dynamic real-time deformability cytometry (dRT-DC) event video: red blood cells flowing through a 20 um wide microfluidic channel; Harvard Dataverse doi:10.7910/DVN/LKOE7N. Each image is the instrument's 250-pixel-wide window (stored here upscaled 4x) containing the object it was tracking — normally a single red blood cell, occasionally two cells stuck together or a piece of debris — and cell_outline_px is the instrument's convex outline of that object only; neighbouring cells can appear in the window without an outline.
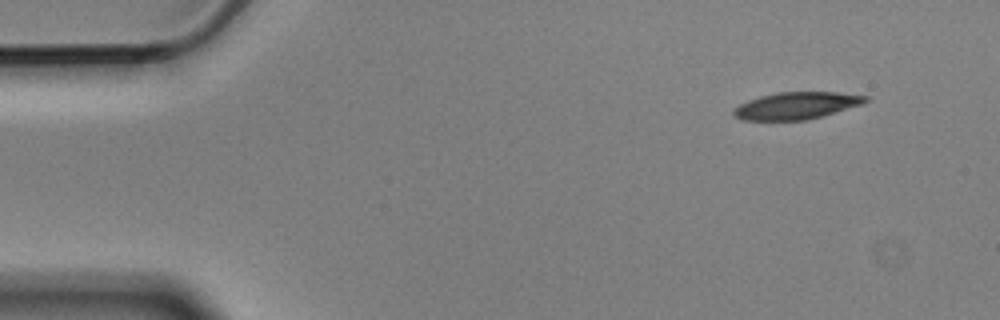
{"species": "Egyptian fruit bat (a non-hibernating species)", "species_latin": "Rousettus aegyptiacus", "temperature_condition": "cold", "stored_images_in_passage": 5, "camera_frame_rate_fps": 3000, "um_per_image_px": 0.085, "animal": {"sex": "male"}, "frame": {"image": 1, "passage_image": 1, "time_ms": 0.0, "image_size_px": [1000, 320], "cell_outline_px": [[868, 100], [860, 104], [808, 120], [744, 120], [732, 116], [732, 112], [740, 104], [748, 100], [760, 96], [776, 92], [836, 92], [868, 96]], "centroid_in_image_um": [67.64, 8.98], "position_along_channel_um": 17.4, "area_um2": 20.58}}
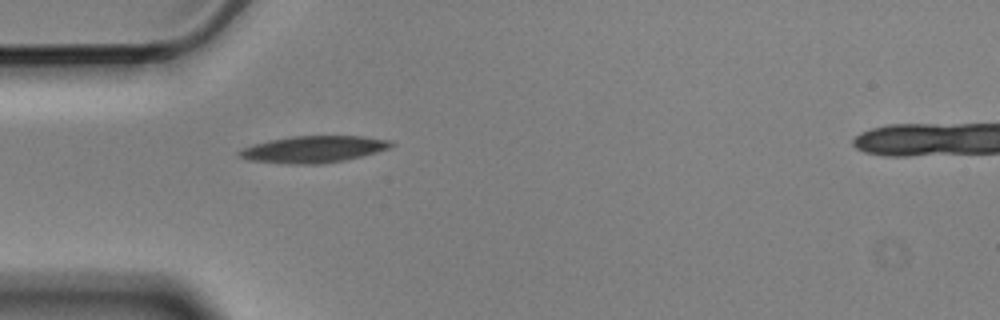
{"frame": {"image": 2, "passage_image": 4, "time_ms": 1.0, "image_size_px": [1000, 320], "cell_outline_px": [[396, 144], [388, 148], [376, 152], [344, 160], [324, 164], [288, 164], [248, 160], [240, 156], [236, 152], [252, 144], [268, 140], [292, 136], [364, 136], [392, 140]], "centroid_in_image_um": [26.65, 12.68], "position_along_channel_um": 58.4, "area_um2": 23.76}}